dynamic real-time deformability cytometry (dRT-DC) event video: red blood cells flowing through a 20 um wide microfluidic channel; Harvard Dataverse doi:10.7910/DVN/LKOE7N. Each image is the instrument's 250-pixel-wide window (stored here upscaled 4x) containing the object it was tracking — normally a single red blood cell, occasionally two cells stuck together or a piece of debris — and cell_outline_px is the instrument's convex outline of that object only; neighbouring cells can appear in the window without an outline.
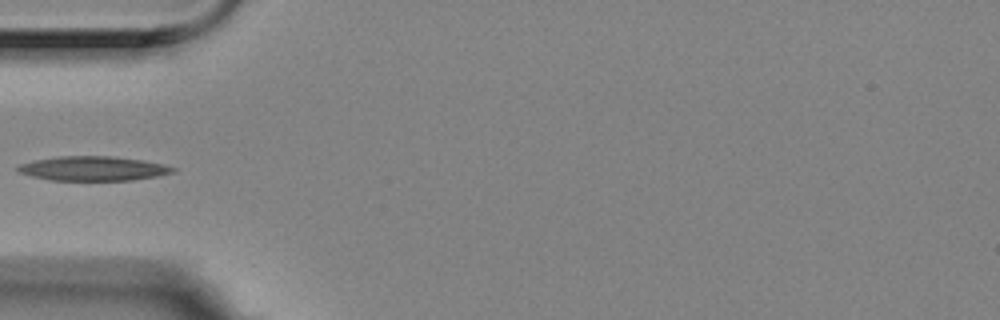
{"species": "Egyptian fruit bat (a non-hibernating species)", "species_latin": "Rousettus aegyptiacus", "temperature_condition": "room temperature", "stored_images_in_passage": 5, "camera_frame_rate_fps": 3000, "um_per_image_px": 0.085, "animal": {"sex": "female"}, "frame": {"image": 1, "passage_image": 5, "time_ms": 1.333, "image_size_px": [1000, 320], "cell_outline_px": [[176, 172], [156, 176], [132, 180], [52, 180], [32, 176], [20, 172], [16, 168], [20, 164], [36, 160], [60, 156], [112, 156], [140, 160], [164, 164], [176, 168]], "centroid_in_image_um": [7.95, 14.32], "position_along_channel_um": 77.0, "area_um2": 21.79}}